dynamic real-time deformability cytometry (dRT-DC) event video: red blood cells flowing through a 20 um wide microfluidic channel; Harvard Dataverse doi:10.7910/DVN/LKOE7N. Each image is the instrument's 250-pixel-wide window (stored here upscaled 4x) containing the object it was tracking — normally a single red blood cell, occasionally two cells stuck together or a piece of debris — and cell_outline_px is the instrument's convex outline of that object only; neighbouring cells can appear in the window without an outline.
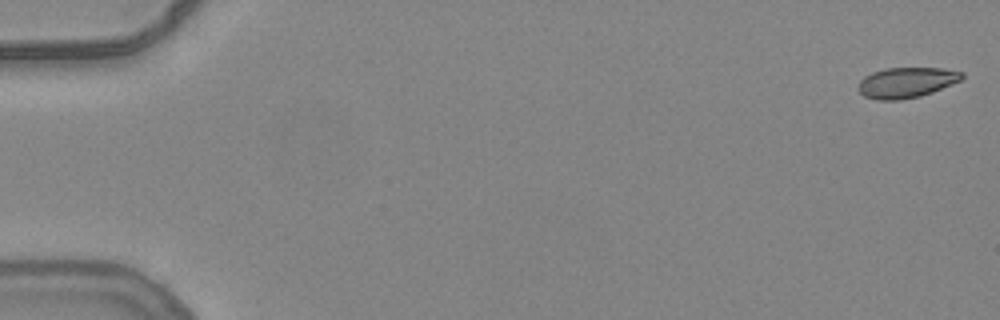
{"species": "common noctule bat (a hibernating species)", "species_latin": "Nyctalus noctula", "temperature_condition": "warm", "stored_images_in_passage": 15, "camera_frame_rate_fps": 3000, "um_per_image_px": 0.085, "animal": {"sex": "female", "body_mass_g": 24.6, "forearm_length_mm": 56.2}, "frame": {"image": 1, "passage_image": 1, "time_ms": 0.0, "image_size_px": [1000, 320], "cell_outline_px": [[964, 76], [960, 80], [932, 92], [920, 96], [900, 100], [876, 100], [864, 96], [856, 88], [860, 80], [864, 76], [872, 72], [884, 68], [940, 68], [964, 72]], "centroid_in_image_um": [77.0, 7.01], "position_along_channel_um": 8.0, "area_um2": 18.44}}